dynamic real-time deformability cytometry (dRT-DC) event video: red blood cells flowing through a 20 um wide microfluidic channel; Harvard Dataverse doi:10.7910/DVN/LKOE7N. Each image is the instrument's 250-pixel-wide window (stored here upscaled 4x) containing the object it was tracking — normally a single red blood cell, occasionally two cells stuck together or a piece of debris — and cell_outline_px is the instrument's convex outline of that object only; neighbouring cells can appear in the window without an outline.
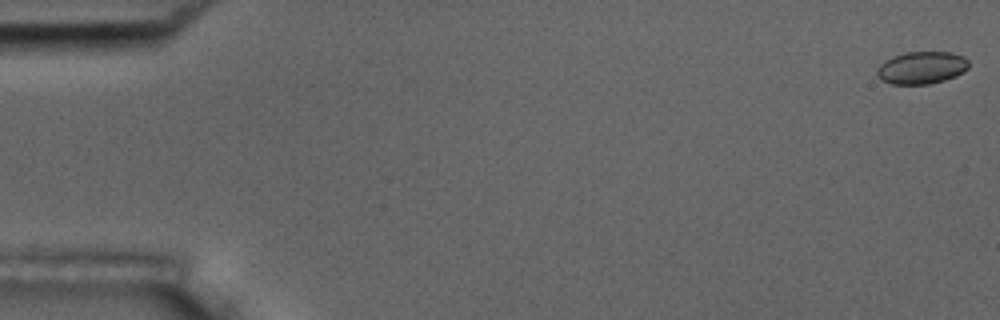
{"species": "common noctule bat (a hibernating species)", "species_latin": "Nyctalus noctula", "temperature_condition": "room temperature", "stored_images_in_passage": 51, "camera_frame_rate_fps": 3000, "um_per_image_px": 0.085, "animal": {"sex": "male", "body_mass_g": 17.5, "forearm_length_mm": 52.3}, "frame": {"image": 1, "passage_image": 1, "time_ms": 0.0, "image_size_px": [1000, 320], "cell_outline_px": [[968, 68], [964, 72], [956, 76], [944, 80], [928, 84], [892, 84], [880, 80], [876, 76], [876, 68], [884, 60], [892, 56], [904, 52], [952, 52], [964, 56], [968, 60]], "centroid_in_image_um": [78.31, 5.75], "position_along_channel_um": 6.7, "area_um2": 17.63}}
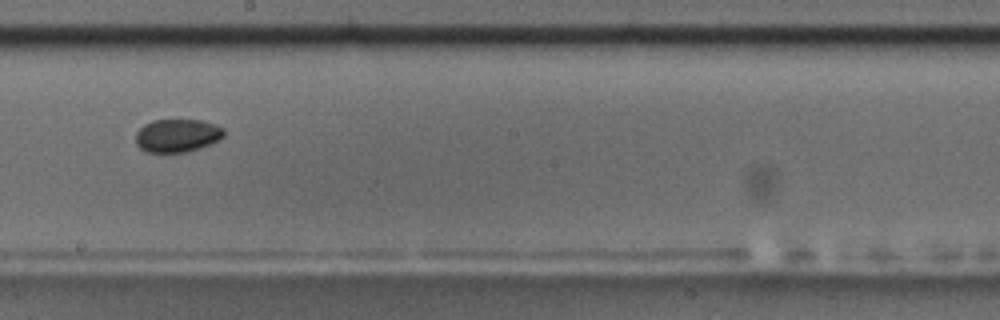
{"frame": {"image": 2, "passage_image": 32, "time_ms": 10.333, "image_size_px": [1000, 320], "cell_outline_px": [[224, 136], [220, 140], [212, 144], [200, 148], [184, 152], [148, 152], [140, 148], [136, 144], [136, 132], [144, 124], [152, 120], [200, 120], [216, 124], [224, 128]], "centroid_in_image_um": [15.09, 11.52], "position_along_channel_um": 233.1, "area_um2": 17.17}}
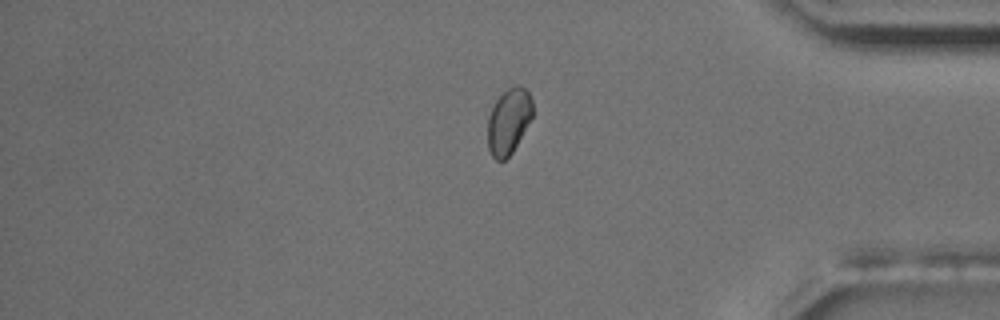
{"frame": {"image": 3, "passage_image": 47, "time_ms": 15.333, "image_size_px": [1000, 320], "cell_outline_px": [[532, 116], [512, 152], [504, 160], [496, 160], [492, 156], [488, 148], [488, 116], [496, 100], [508, 88], [516, 84], [520, 84], [528, 92], [532, 100]], "centroid_in_image_um": [43.22, 10.28], "position_along_channel_um": 392.0, "area_um2": 16.94}}